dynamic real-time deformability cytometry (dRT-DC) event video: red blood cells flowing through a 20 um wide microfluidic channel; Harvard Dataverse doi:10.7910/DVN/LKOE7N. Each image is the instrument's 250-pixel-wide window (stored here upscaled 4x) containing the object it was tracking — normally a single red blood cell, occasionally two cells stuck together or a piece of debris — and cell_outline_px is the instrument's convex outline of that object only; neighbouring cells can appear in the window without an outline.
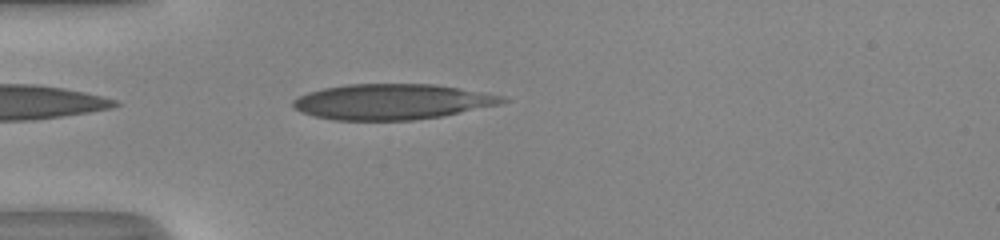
{"species": "human", "species_latin": "Homo sapiens", "temperature_condition": "room temperature", "stored_images_in_passage": 33, "camera_frame_rate_fps": 3000, "um_per_image_px": 0.085, "donor": {"sex": "male"}, "frame": {"image": 1, "passage_image": 1, "time_ms": 0.0, "image_size_px": [1000, 240], "cell_outline_px": [[512, 100], [500, 104], [444, 116], [412, 120], [332, 120], [300, 112], [292, 104], [292, 100], [308, 92], [324, 88], [348, 84], [432, 84], [504, 96]], "centroid_in_image_um": [33.33, 8.65], "position_along_channel_um": 51.7, "area_um2": 43.18}}
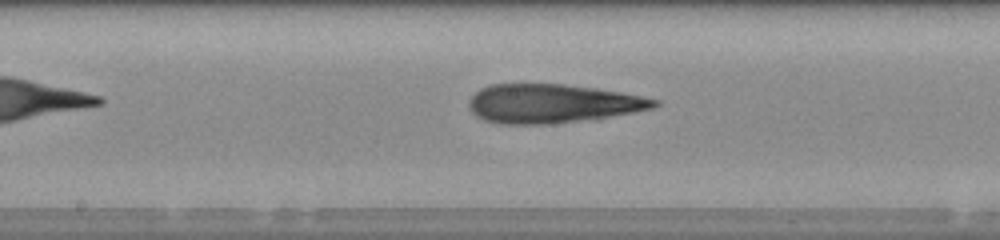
{"frame": {"image": 2, "passage_image": 13, "time_ms": 4.0, "image_size_px": [1000, 240], "cell_outline_px": [[660, 104], [652, 108], [632, 112], [608, 116], [552, 124], [500, 124], [484, 120], [476, 116], [468, 108], [468, 100], [480, 88], [492, 84], [564, 84], [596, 88], [620, 92], [660, 100]], "centroid_in_image_um": [46.88, 8.8], "position_along_channel_um": 201.3, "area_um2": 41.79}}
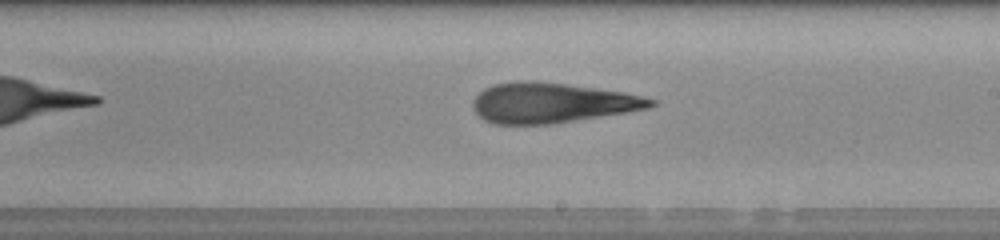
{"frame": {"image": 3, "passage_image": 16, "time_ms": 5.0, "image_size_px": [1000, 240], "cell_outline_px": [[656, 104], [648, 108], [628, 112], [552, 124], [492, 124], [484, 120], [476, 112], [472, 104], [476, 96], [484, 88], [492, 84], [532, 80], [564, 84], [624, 92], [656, 100]], "centroid_in_image_um": [46.89, 8.75], "position_along_channel_um": 242.1, "area_um2": 41.27}, "authors_computed_cell_mechanics": {"area_um2": 41.2114, "velocity_mm_per_s": 4.0905, "shape_relaxation_time_tau1_ms": 6.7341, "shape_relaxation_time_tau2_ms": 2.9312, "deformation_change_tau1": 0.2394, "deformation_change_tau2": 0.16}}